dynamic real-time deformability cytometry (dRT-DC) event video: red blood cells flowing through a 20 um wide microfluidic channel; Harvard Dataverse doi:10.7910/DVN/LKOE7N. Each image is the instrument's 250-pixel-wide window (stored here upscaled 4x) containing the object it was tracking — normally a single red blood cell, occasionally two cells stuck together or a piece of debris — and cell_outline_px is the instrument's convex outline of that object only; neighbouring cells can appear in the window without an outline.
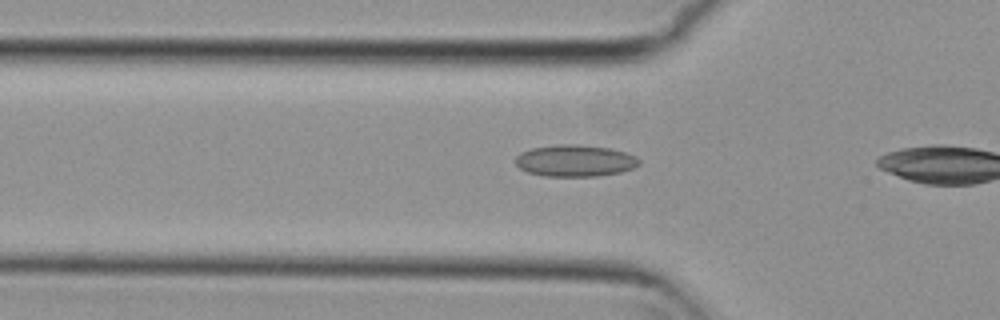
{"species": "common noctule bat (a hibernating species)", "species_latin": "Nyctalus noctula", "temperature_condition": "cold", "stored_images_in_passage": 7, "camera_frame_rate_fps": 3000, "um_per_image_px": 0.085, "animal": {"sex": "female", "body_mass_g": 29.2, "forearm_length_mm": 56.3}, "frame": {"image": 1, "passage_image": 6, "time_ms": 1.667, "image_size_px": [1000, 320], "cell_outline_px": [[640, 164], [632, 168], [620, 172], [596, 176], [544, 176], [528, 172], [520, 168], [516, 164], [516, 156], [520, 152], [532, 148], [556, 144], [576, 144], [612, 148], [636, 156], [640, 160]], "centroid_in_image_um": [48.88, 13.65], "position_along_channel_um": 76.9, "area_um2": 22.89}}